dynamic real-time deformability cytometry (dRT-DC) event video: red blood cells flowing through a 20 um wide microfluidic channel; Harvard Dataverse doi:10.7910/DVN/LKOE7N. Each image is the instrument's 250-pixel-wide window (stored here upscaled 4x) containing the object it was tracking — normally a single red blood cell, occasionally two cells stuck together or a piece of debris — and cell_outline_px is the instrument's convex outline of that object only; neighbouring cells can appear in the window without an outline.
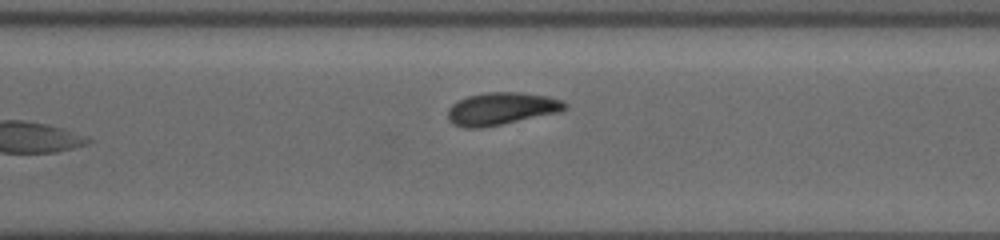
{"species": "common noctule bat (a hibernating species)", "species_latin": "Nyctalus noctula", "temperature_condition": "cold", "stored_images_in_passage": 39, "camera_frame_rate_fps": 3000, "um_per_image_px": 0.085, "animal": {"sex": "female", "body_mass_g": 19.5, "forearm_length_mm": 54.1}, "frame": {"image": 1, "passage_image": 39, "time_ms": 14.667, "image_size_px": [1000, 240], "cell_outline_px": [[568, 108], [560, 112], [480, 128], [464, 128], [452, 124], [448, 120], [448, 108], [452, 104], [468, 96], [488, 92], [520, 92], [548, 96], [564, 100], [568, 104]], "centroid_in_image_um": [42.64, 9.23], "position_along_channel_um": 328.0, "area_um2": 22.2}}